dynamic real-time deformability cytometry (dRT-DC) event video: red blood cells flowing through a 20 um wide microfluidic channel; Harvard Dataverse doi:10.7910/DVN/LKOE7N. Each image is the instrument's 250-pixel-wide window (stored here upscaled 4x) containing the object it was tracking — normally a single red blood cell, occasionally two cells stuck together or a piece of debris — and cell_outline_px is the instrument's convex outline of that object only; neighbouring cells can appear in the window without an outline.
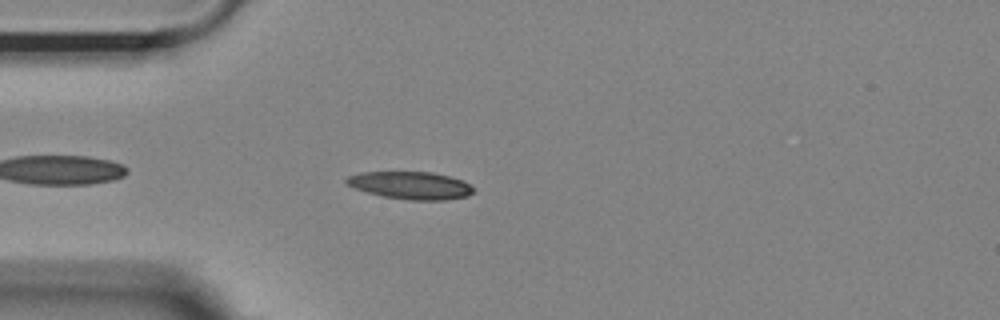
{"species": "Egyptian fruit bat (a non-hibernating species)", "species_latin": "Rousettus aegyptiacus", "temperature_condition": "room temperature", "stored_images_in_passage": 46, "camera_frame_rate_fps": 3000, "um_per_image_px": 0.085, "animal": {"sex": "female"}, "frame": {"image": 1, "passage_image": 5, "time_ms": 1.333, "image_size_px": [1000, 320], "cell_outline_px": [[476, 192], [468, 196], [444, 200], [408, 200], [384, 196], [368, 192], [356, 188], [348, 184], [344, 180], [348, 176], [360, 172], [432, 172], [464, 180], [476, 188]], "centroid_in_image_um": [34.98, 15.75], "position_along_channel_um": 50.0, "area_um2": 20.46}}
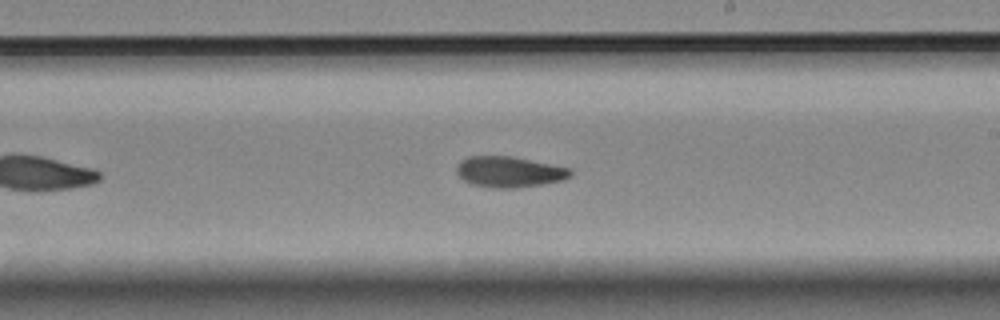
{"frame": {"image": 2, "passage_image": 22, "time_ms": 7.0, "image_size_px": [1000, 320], "cell_outline_px": [[572, 176], [564, 180], [516, 188], [492, 188], [472, 184], [464, 180], [456, 172], [456, 168], [460, 160], [468, 156], [512, 156], [572, 168]], "centroid_in_image_um": [43.3, 14.6], "position_along_channel_um": 245.7, "area_um2": 20.58}}
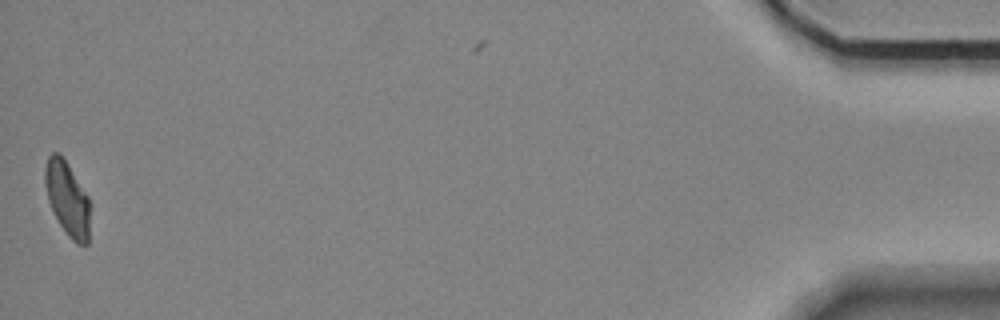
{"frame": {"image": 3, "passage_image": 45, "time_ms": 14.667, "image_size_px": [1000, 320], "cell_outline_px": [[88, 244], [76, 244], [68, 236], [60, 224], [48, 200], [44, 184], [44, 168], [48, 156], [52, 152], [60, 152], [68, 164], [88, 196]], "centroid_in_image_um": [5.69, 16.83], "position_along_channel_um": 429.5, "area_um2": 19.19}, "authors_computed_cell_mechanics": {"area_um2": 20.2011, "velocity_mm_per_s": 3.6052, "shape_relaxation_time_tau1_ms": null, "shape_relaxation_time_tau2_ms": 2.3873, "deformation_change_tau1": null, "deformation_change_tau2": 0.0801}}